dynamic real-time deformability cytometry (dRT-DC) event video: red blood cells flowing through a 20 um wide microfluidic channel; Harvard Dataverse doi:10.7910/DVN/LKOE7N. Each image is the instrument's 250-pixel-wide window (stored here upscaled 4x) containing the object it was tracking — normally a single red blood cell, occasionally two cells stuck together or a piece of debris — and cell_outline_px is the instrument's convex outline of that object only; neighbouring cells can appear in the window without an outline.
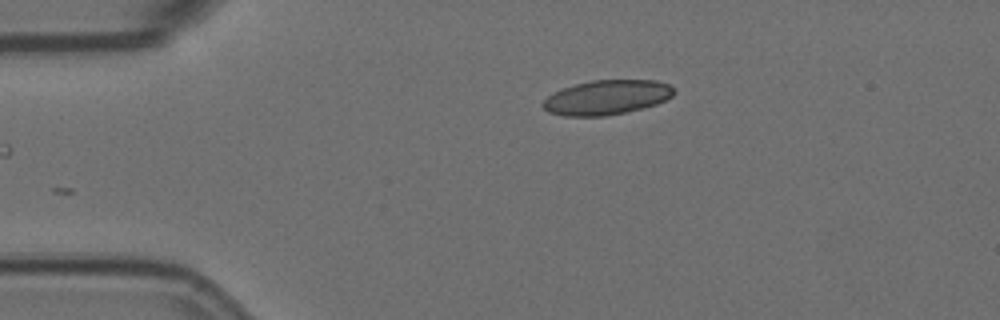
{"species": "Egyptian fruit bat (a non-hibernating species)", "species_latin": "Rousettus aegyptiacus", "temperature_condition": "room temperature", "stored_images_in_passage": 4, "camera_frame_rate_fps": 3000, "um_per_image_px": 0.085, "animal": {"sex": "female"}, "frame": {"image": 1, "passage_image": 4, "time_ms": 1.0, "image_size_px": [1000, 320], "cell_outline_px": [[676, 92], [672, 96], [656, 104], [644, 108], [604, 116], [564, 116], [548, 112], [540, 104], [548, 96], [564, 88], [576, 84], [592, 80], [656, 80], [668, 84], [676, 88]], "centroid_in_image_um": [51.6, 8.28], "position_along_channel_um": 33.4, "area_um2": 26.36}}